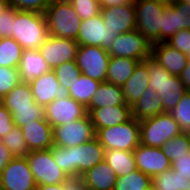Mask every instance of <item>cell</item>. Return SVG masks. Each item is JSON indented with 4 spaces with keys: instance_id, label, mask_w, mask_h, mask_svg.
<instances>
[{
    "instance_id": "cell-21",
    "label": "cell",
    "mask_w": 190,
    "mask_h": 190,
    "mask_svg": "<svg viewBox=\"0 0 190 190\" xmlns=\"http://www.w3.org/2000/svg\"><path fill=\"white\" fill-rule=\"evenodd\" d=\"M89 115L96 133L99 129L127 122L132 118V111L129 106H110L95 108Z\"/></svg>"
},
{
    "instance_id": "cell-10",
    "label": "cell",
    "mask_w": 190,
    "mask_h": 190,
    "mask_svg": "<svg viewBox=\"0 0 190 190\" xmlns=\"http://www.w3.org/2000/svg\"><path fill=\"white\" fill-rule=\"evenodd\" d=\"M95 136L96 133L88 113L73 123L53 127V143L60 147H74L91 141Z\"/></svg>"
},
{
    "instance_id": "cell-53",
    "label": "cell",
    "mask_w": 190,
    "mask_h": 190,
    "mask_svg": "<svg viewBox=\"0 0 190 190\" xmlns=\"http://www.w3.org/2000/svg\"><path fill=\"white\" fill-rule=\"evenodd\" d=\"M9 1L8 0H0V14L9 8Z\"/></svg>"
},
{
    "instance_id": "cell-37",
    "label": "cell",
    "mask_w": 190,
    "mask_h": 190,
    "mask_svg": "<svg viewBox=\"0 0 190 190\" xmlns=\"http://www.w3.org/2000/svg\"><path fill=\"white\" fill-rule=\"evenodd\" d=\"M170 114L179 124L182 132L190 131V91H186Z\"/></svg>"
},
{
    "instance_id": "cell-19",
    "label": "cell",
    "mask_w": 190,
    "mask_h": 190,
    "mask_svg": "<svg viewBox=\"0 0 190 190\" xmlns=\"http://www.w3.org/2000/svg\"><path fill=\"white\" fill-rule=\"evenodd\" d=\"M27 148L30 151L46 150L54 146L53 127L46 119L34 120L21 127Z\"/></svg>"
},
{
    "instance_id": "cell-40",
    "label": "cell",
    "mask_w": 190,
    "mask_h": 190,
    "mask_svg": "<svg viewBox=\"0 0 190 190\" xmlns=\"http://www.w3.org/2000/svg\"><path fill=\"white\" fill-rule=\"evenodd\" d=\"M81 20H87L101 13L97 0H68Z\"/></svg>"
},
{
    "instance_id": "cell-20",
    "label": "cell",
    "mask_w": 190,
    "mask_h": 190,
    "mask_svg": "<svg viewBox=\"0 0 190 190\" xmlns=\"http://www.w3.org/2000/svg\"><path fill=\"white\" fill-rule=\"evenodd\" d=\"M151 57L173 76H180L188 61L185 53L173 48L167 42L152 44Z\"/></svg>"
},
{
    "instance_id": "cell-30",
    "label": "cell",
    "mask_w": 190,
    "mask_h": 190,
    "mask_svg": "<svg viewBox=\"0 0 190 190\" xmlns=\"http://www.w3.org/2000/svg\"><path fill=\"white\" fill-rule=\"evenodd\" d=\"M152 190H190V177L174 174L171 168L151 177Z\"/></svg>"
},
{
    "instance_id": "cell-11",
    "label": "cell",
    "mask_w": 190,
    "mask_h": 190,
    "mask_svg": "<svg viewBox=\"0 0 190 190\" xmlns=\"http://www.w3.org/2000/svg\"><path fill=\"white\" fill-rule=\"evenodd\" d=\"M151 46L144 35L132 30L117 35L107 51L110 56L129 57L142 62L151 56Z\"/></svg>"
},
{
    "instance_id": "cell-17",
    "label": "cell",
    "mask_w": 190,
    "mask_h": 190,
    "mask_svg": "<svg viewBox=\"0 0 190 190\" xmlns=\"http://www.w3.org/2000/svg\"><path fill=\"white\" fill-rule=\"evenodd\" d=\"M133 156L137 169L150 177L171 169L172 163L161 148L139 144L133 150Z\"/></svg>"
},
{
    "instance_id": "cell-14",
    "label": "cell",
    "mask_w": 190,
    "mask_h": 190,
    "mask_svg": "<svg viewBox=\"0 0 190 190\" xmlns=\"http://www.w3.org/2000/svg\"><path fill=\"white\" fill-rule=\"evenodd\" d=\"M79 43L76 40L49 34L39 50L51 70L64 62L75 60Z\"/></svg>"
},
{
    "instance_id": "cell-38",
    "label": "cell",
    "mask_w": 190,
    "mask_h": 190,
    "mask_svg": "<svg viewBox=\"0 0 190 190\" xmlns=\"http://www.w3.org/2000/svg\"><path fill=\"white\" fill-rule=\"evenodd\" d=\"M15 126L22 127L34 120L45 118L44 107H24L16 108L11 113Z\"/></svg>"
},
{
    "instance_id": "cell-33",
    "label": "cell",
    "mask_w": 190,
    "mask_h": 190,
    "mask_svg": "<svg viewBox=\"0 0 190 190\" xmlns=\"http://www.w3.org/2000/svg\"><path fill=\"white\" fill-rule=\"evenodd\" d=\"M114 190H151V177L140 170L117 177Z\"/></svg>"
},
{
    "instance_id": "cell-50",
    "label": "cell",
    "mask_w": 190,
    "mask_h": 190,
    "mask_svg": "<svg viewBox=\"0 0 190 190\" xmlns=\"http://www.w3.org/2000/svg\"><path fill=\"white\" fill-rule=\"evenodd\" d=\"M101 8L134 3L135 0H97Z\"/></svg>"
},
{
    "instance_id": "cell-44",
    "label": "cell",
    "mask_w": 190,
    "mask_h": 190,
    "mask_svg": "<svg viewBox=\"0 0 190 190\" xmlns=\"http://www.w3.org/2000/svg\"><path fill=\"white\" fill-rule=\"evenodd\" d=\"M167 43L186 55L190 54V29L178 31Z\"/></svg>"
},
{
    "instance_id": "cell-3",
    "label": "cell",
    "mask_w": 190,
    "mask_h": 190,
    "mask_svg": "<svg viewBox=\"0 0 190 190\" xmlns=\"http://www.w3.org/2000/svg\"><path fill=\"white\" fill-rule=\"evenodd\" d=\"M148 65L150 82L153 92L157 93L163 103L164 112L170 113L188 91L179 76L171 75L151 56L144 61Z\"/></svg>"
},
{
    "instance_id": "cell-13",
    "label": "cell",
    "mask_w": 190,
    "mask_h": 190,
    "mask_svg": "<svg viewBox=\"0 0 190 190\" xmlns=\"http://www.w3.org/2000/svg\"><path fill=\"white\" fill-rule=\"evenodd\" d=\"M118 34L105 28L101 13L87 20H82L77 35L79 45L100 46L108 50Z\"/></svg>"
},
{
    "instance_id": "cell-9",
    "label": "cell",
    "mask_w": 190,
    "mask_h": 190,
    "mask_svg": "<svg viewBox=\"0 0 190 190\" xmlns=\"http://www.w3.org/2000/svg\"><path fill=\"white\" fill-rule=\"evenodd\" d=\"M110 54L100 46L79 45L75 63L81 73L99 82H105Z\"/></svg>"
},
{
    "instance_id": "cell-55",
    "label": "cell",
    "mask_w": 190,
    "mask_h": 190,
    "mask_svg": "<svg viewBox=\"0 0 190 190\" xmlns=\"http://www.w3.org/2000/svg\"><path fill=\"white\" fill-rule=\"evenodd\" d=\"M187 137H188L189 151H190V131H189V132H187Z\"/></svg>"
},
{
    "instance_id": "cell-32",
    "label": "cell",
    "mask_w": 190,
    "mask_h": 190,
    "mask_svg": "<svg viewBox=\"0 0 190 190\" xmlns=\"http://www.w3.org/2000/svg\"><path fill=\"white\" fill-rule=\"evenodd\" d=\"M23 48L12 37L0 38V67L19 68Z\"/></svg>"
},
{
    "instance_id": "cell-49",
    "label": "cell",
    "mask_w": 190,
    "mask_h": 190,
    "mask_svg": "<svg viewBox=\"0 0 190 190\" xmlns=\"http://www.w3.org/2000/svg\"><path fill=\"white\" fill-rule=\"evenodd\" d=\"M13 158L14 156L7 149V147L1 142L0 143V173Z\"/></svg>"
},
{
    "instance_id": "cell-7",
    "label": "cell",
    "mask_w": 190,
    "mask_h": 190,
    "mask_svg": "<svg viewBox=\"0 0 190 190\" xmlns=\"http://www.w3.org/2000/svg\"><path fill=\"white\" fill-rule=\"evenodd\" d=\"M136 28L151 43L162 42L165 5L153 0H135Z\"/></svg>"
},
{
    "instance_id": "cell-52",
    "label": "cell",
    "mask_w": 190,
    "mask_h": 190,
    "mask_svg": "<svg viewBox=\"0 0 190 190\" xmlns=\"http://www.w3.org/2000/svg\"><path fill=\"white\" fill-rule=\"evenodd\" d=\"M35 190H64L63 183L53 185H37Z\"/></svg>"
},
{
    "instance_id": "cell-23",
    "label": "cell",
    "mask_w": 190,
    "mask_h": 190,
    "mask_svg": "<svg viewBox=\"0 0 190 190\" xmlns=\"http://www.w3.org/2000/svg\"><path fill=\"white\" fill-rule=\"evenodd\" d=\"M88 190H114L117 176L105 160L81 175Z\"/></svg>"
},
{
    "instance_id": "cell-43",
    "label": "cell",
    "mask_w": 190,
    "mask_h": 190,
    "mask_svg": "<svg viewBox=\"0 0 190 190\" xmlns=\"http://www.w3.org/2000/svg\"><path fill=\"white\" fill-rule=\"evenodd\" d=\"M176 31L190 29V5L184 2L174 3Z\"/></svg>"
},
{
    "instance_id": "cell-15",
    "label": "cell",
    "mask_w": 190,
    "mask_h": 190,
    "mask_svg": "<svg viewBox=\"0 0 190 190\" xmlns=\"http://www.w3.org/2000/svg\"><path fill=\"white\" fill-rule=\"evenodd\" d=\"M44 112L46 121L52 127L73 123L87 114L86 108L70 96L55 99L44 108Z\"/></svg>"
},
{
    "instance_id": "cell-16",
    "label": "cell",
    "mask_w": 190,
    "mask_h": 190,
    "mask_svg": "<svg viewBox=\"0 0 190 190\" xmlns=\"http://www.w3.org/2000/svg\"><path fill=\"white\" fill-rule=\"evenodd\" d=\"M29 84L35 102L44 108L55 99L69 97V90L59 84L53 70L34 78Z\"/></svg>"
},
{
    "instance_id": "cell-51",
    "label": "cell",
    "mask_w": 190,
    "mask_h": 190,
    "mask_svg": "<svg viewBox=\"0 0 190 190\" xmlns=\"http://www.w3.org/2000/svg\"><path fill=\"white\" fill-rule=\"evenodd\" d=\"M179 78L181 79L184 87L189 91L190 90V61H187L186 67L181 72Z\"/></svg>"
},
{
    "instance_id": "cell-36",
    "label": "cell",
    "mask_w": 190,
    "mask_h": 190,
    "mask_svg": "<svg viewBox=\"0 0 190 190\" xmlns=\"http://www.w3.org/2000/svg\"><path fill=\"white\" fill-rule=\"evenodd\" d=\"M53 71L56 74L59 84L68 90L81 75V71L77 67L75 60L64 62L56 66Z\"/></svg>"
},
{
    "instance_id": "cell-56",
    "label": "cell",
    "mask_w": 190,
    "mask_h": 190,
    "mask_svg": "<svg viewBox=\"0 0 190 190\" xmlns=\"http://www.w3.org/2000/svg\"><path fill=\"white\" fill-rule=\"evenodd\" d=\"M178 2H184L190 5V0H178Z\"/></svg>"
},
{
    "instance_id": "cell-18",
    "label": "cell",
    "mask_w": 190,
    "mask_h": 190,
    "mask_svg": "<svg viewBox=\"0 0 190 190\" xmlns=\"http://www.w3.org/2000/svg\"><path fill=\"white\" fill-rule=\"evenodd\" d=\"M105 28L123 34L136 28V11L134 3L101 8Z\"/></svg>"
},
{
    "instance_id": "cell-35",
    "label": "cell",
    "mask_w": 190,
    "mask_h": 190,
    "mask_svg": "<svg viewBox=\"0 0 190 190\" xmlns=\"http://www.w3.org/2000/svg\"><path fill=\"white\" fill-rule=\"evenodd\" d=\"M1 141L14 157H24L29 153L23 132L18 126L12 128Z\"/></svg>"
},
{
    "instance_id": "cell-47",
    "label": "cell",
    "mask_w": 190,
    "mask_h": 190,
    "mask_svg": "<svg viewBox=\"0 0 190 190\" xmlns=\"http://www.w3.org/2000/svg\"><path fill=\"white\" fill-rule=\"evenodd\" d=\"M171 168L174 170V174L190 177V155L178 157L172 162Z\"/></svg>"
},
{
    "instance_id": "cell-34",
    "label": "cell",
    "mask_w": 190,
    "mask_h": 190,
    "mask_svg": "<svg viewBox=\"0 0 190 190\" xmlns=\"http://www.w3.org/2000/svg\"><path fill=\"white\" fill-rule=\"evenodd\" d=\"M161 149L171 163L178 159V157L189 156L190 151L187 132H182L180 135L168 140Z\"/></svg>"
},
{
    "instance_id": "cell-27",
    "label": "cell",
    "mask_w": 190,
    "mask_h": 190,
    "mask_svg": "<svg viewBox=\"0 0 190 190\" xmlns=\"http://www.w3.org/2000/svg\"><path fill=\"white\" fill-rule=\"evenodd\" d=\"M131 111L132 117L140 121L164 113V106L160 96L148 87L131 107Z\"/></svg>"
},
{
    "instance_id": "cell-46",
    "label": "cell",
    "mask_w": 190,
    "mask_h": 190,
    "mask_svg": "<svg viewBox=\"0 0 190 190\" xmlns=\"http://www.w3.org/2000/svg\"><path fill=\"white\" fill-rule=\"evenodd\" d=\"M14 127L15 124L10 111L4 105H0V138L6 136Z\"/></svg>"
},
{
    "instance_id": "cell-22",
    "label": "cell",
    "mask_w": 190,
    "mask_h": 190,
    "mask_svg": "<svg viewBox=\"0 0 190 190\" xmlns=\"http://www.w3.org/2000/svg\"><path fill=\"white\" fill-rule=\"evenodd\" d=\"M150 82L148 65L142 61L137 64L131 77L122 86L126 104L132 107L148 88Z\"/></svg>"
},
{
    "instance_id": "cell-4",
    "label": "cell",
    "mask_w": 190,
    "mask_h": 190,
    "mask_svg": "<svg viewBox=\"0 0 190 190\" xmlns=\"http://www.w3.org/2000/svg\"><path fill=\"white\" fill-rule=\"evenodd\" d=\"M44 15L49 34L77 40L82 20L68 0H52Z\"/></svg>"
},
{
    "instance_id": "cell-5",
    "label": "cell",
    "mask_w": 190,
    "mask_h": 190,
    "mask_svg": "<svg viewBox=\"0 0 190 190\" xmlns=\"http://www.w3.org/2000/svg\"><path fill=\"white\" fill-rule=\"evenodd\" d=\"M140 144L161 148L168 140L182 133L179 124L170 113H160L139 121Z\"/></svg>"
},
{
    "instance_id": "cell-39",
    "label": "cell",
    "mask_w": 190,
    "mask_h": 190,
    "mask_svg": "<svg viewBox=\"0 0 190 190\" xmlns=\"http://www.w3.org/2000/svg\"><path fill=\"white\" fill-rule=\"evenodd\" d=\"M20 82L21 76L18 68L0 67V98H3Z\"/></svg>"
},
{
    "instance_id": "cell-45",
    "label": "cell",
    "mask_w": 190,
    "mask_h": 190,
    "mask_svg": "<svg viewBox=\"0 0 190 190\" xmlns=\"http://www.w3.org/2000/svg\"><path fill=\"white\" fill-rule=\"evenodd\" d=\"M15 22V8L9 7L0 14V38L11 37Z\"/></svg>"
},
{
    "instance_id": "cell-29",
    "label": "cell",
    "mask_w": 190,
    "mask_h": 190,
    "mask_svg": "<svg viewBox=\"0 0 190 190\" xmlns=\"http://www.w3.org/2000/svg\"><path fill=\"white\" fill-rule=\"evenodd\" d=\"M104 160L113 169L117 177L125 176L137 170L133 151H105Z\"/></svg>"
},
{
    "instance_id": "cell-24",
    "label": "cell",
    "mask_w": 190,
    "mask_h": 190,
    "mask_svg": "<svg viewBox=\"0 0 190 190\" xmlns=\"http://www.w3.org/2000/svg\"><path fill=\"white\" fill-rule=\"evenodd\" d=\"M110 106H128L126 104L122 87L101 82L96 92L93 94L86 111L89 114L95 108L110 107Z\"/></svg>"
},
{
    "instance_id": "cell-57",
    "label": "cell",
    "mask_w": 190,
    "mask_h": 190,
    "mask_svg": "<svg viewBox=\"0 0 190 190\" xmlns=\"http://www.w3.org/2000/svg\"><path fill=\"white\" fill-rule=\"evenodd\" d=\"M188 60L190 61V54L187 55Z\"/></svg>"
},
{
    "instance_id": "cell-8",
    "label": "cell",
    "mask_w": 190,
    "mask_h": 190,
    "mask_svg": "<svg viewBox=\"0 0 190 190\" xmlns=\"http://www.w3.org/2000/svg\"><path fill=\"white\" fill-rule=\"evenodd\" d=\"M36 185H53L69 177L55 163L51 149L30 151L26 156Z\"/></svg>"
},
{
    "instance_id": "cell-25",
    "label": "cell",
    "mask_w": 190,
    "mask_h": 190,
    "mask_svg": "<svg viewBox=\"0 0 190 190\" xmlns=\"http://www.w3.org/2000/svg\"><path fill=\"white\" fill-rule=\"evenodd\" d=\"M18 69L22 82H30L51 70L39 50H23Z\"/></svg>"
},
{
    "instance_id": "cell-41",
    "label": "cell",
    "mask_w": 190,
    "mask_h": 190,
    "mask_svg": "<svg viewBox=\"0 0 190 190\" xmlns=\"http://www.w3.org/2000/svg\"><path fill=\"white\" fill-rule=\"evenodd\" d=\"M9 6L20 11L44 13L52 0H8Z\"/></svg>"
},
{
    "instance_id": "cell-28",
    "label": "cell",
    "mask_w": 190,
    "mask_h": 190,
    "mask_svg": "<svg viewBox=\"0 0 190 190\" xmlns=\"http://www.w3.org/2000/svg\"><path fill=\"white\" fill-rule=\"evenodd\" d=\"M2 105L10 113L16 111V108L42 107L35 102L29 82L22 81L2 98Z\"/></svg>"
},
{
    "instance_id": "cell-2",
    "label": "cell",
    "mask_w": 190,
    "mask_h": 190,
    "mask_svg": "<svg viewBox=\"0 0 190 190\" xmlns=\"http://www.w3.org/2000/svg\"><path fill=\"white\" fill-rule=\"evenodd\" d=\"M49 36L44 13L15 9V22L11 37L23 50H40Z\"/></svg>"
},
{
    "instance_id": "cell-1",
    "label": "cell",
    "mask_w": 190,
    "mask_h": 190,
    "mask_svg": "<svg viewBox=\"0 0 190 190\" xmlns=\"http://www.w3.org/2000/svg\"><path fill=\"white\" fill-rule=\"evenodd\" d=\"M50 149L55 163L68 176H81L105 158V149L96 137L74 147L54 145Z\"/></svg>"
},
{
    "instance_id": "cell-31",
    "label": "cell",
    "mask_w": 190,
    "mask_h": 190,
    "mask_svg": "<svg viewBox=\"0 0 190 190\" xmlns=\"http://www.w3.org/2000/svg\"><path fill=\"white\" fill-rule=\"evenodd\" d=\"M100 83L81 73L78 80L69 88V96L86 108Z\"/></svg>"
},
{
    "instance_id": "cell-54",
    "label": "cell",
    "mask_w": 190,
    "mask_h": 190,
    "mask_svg": "<svg viewBox=\"0 0 190 190\" xmlns=\"http://www.w3.org/2000/svg\"><path fill=\"white\" fill-rule=\"evenodd\" d=\"M153 1H156V2H159L161 4H164L165 6H171L172 4L178 2V0H153Z\"/></svg>"
},
{
    "instance_id": "cell-6",
    "label": "cell",
    "mask_w": 190,
    "mask_h": 190,
    "mask_svg": "<svg viewBox=\"0 0 190 190\" xmlns=\"http://www.w3.org/2000/svg\"><path fill=\"white\" fill-rule=\"evenodd\" d=\"M95 137L105 151H133L140 144L139 120L132 117L127 122L99 129Z\"/></svg>"
},
{
    "instance_id": "cell-42",
    "label": "cell",
    "mask_w": 190,
    "mask_h": 190,
    "mask_svg": "<svg viewBox=\"0 0 190 190\" xmlns=\"http://www.w3.org/2000/svg\"><path fill=\"white\" fill-rule=\"evenodd\" d=\"M176 21L174 15V5L166 6L164 9L163 22H162V42H168L175 34Z\"/></svg>"
},
{
    "instance_id": "cell-12",
    "label": "cell",
    "mask_w": 190,
    "mask_h": 190,
    "mask_svg": "<svg viewBox=\"0 0 190 190\" xmlns=\"http://www.w3.org/2000/svg\"><path fill=\"white\" fill-rule=\"evenodd\" d=\"M3 190H35L36 183L26 157H14L0 173Z\"/></svg>"
},
{
    "instance_id": "cell-26",
    "label": "cell",
    "mask_w": 190,
    "mask_h": 190,
    "mask_svg": "<svg viewBox=\"0 0 190 190\" xmlns=\"http://www.w3.org/2000/svg\"><path fill=\"white\" fill-rule=\"evenodd\" d=\"M139 62L129 57L110 56L105 81L122 87Z\"/></svg>"
},
{
    "instance_id": "cell-48",
    "label": "cell",
    "mask_w": 190,
    "mask_h": 190,
    "mask_svg": "<svg viewBox=\"0 0 190 190\" xmlns=\"http://www.w3.org/2000/svg\"><path fill=\"white\" fill-rule=\"evenodd\" d=\"M64 190H88L84 184L83 177L78 176H69L65 182H63Z\"/></svg>"
}]
</instances>
